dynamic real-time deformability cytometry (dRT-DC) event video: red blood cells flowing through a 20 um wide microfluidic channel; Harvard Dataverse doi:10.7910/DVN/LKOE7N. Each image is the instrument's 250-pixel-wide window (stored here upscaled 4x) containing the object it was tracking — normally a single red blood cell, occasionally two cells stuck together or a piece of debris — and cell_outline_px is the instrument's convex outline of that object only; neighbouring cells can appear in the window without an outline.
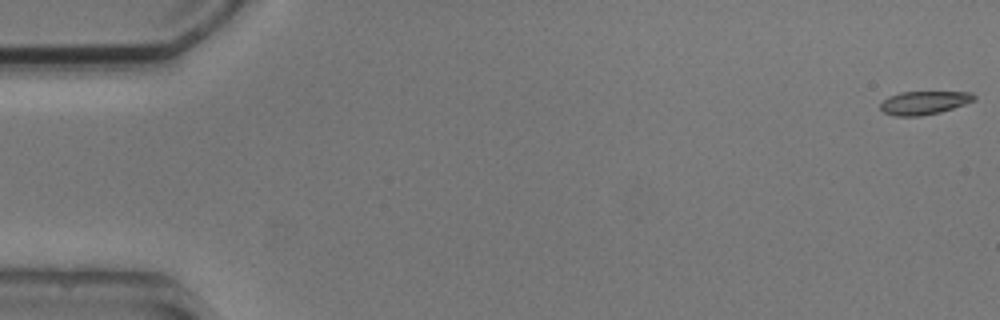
{"species": "common noctule bat (a hibernating species)", "species_latin": "Nyctalus noctula", "temperature_condition": "cold", "stored_images_in_passage": 9, "camera_frame_rate_fps": 3000, "um_per_image_px": 0.085, "animal": {"sex": "male", "body_mass_g": 20.5, "forearm_length_mm": 52.5}, "frame": {"image": 1, "passage_image": 1, "time_ms": 0.0, "image_size_px": [1000, 320], "cell_outline_px": [[976, 100], [940, 112], [920, 116], [896, 116], [884, 112], [880, 108], [880, 104], [888, 96], [900, 92], [972, 92], [976, 96]], "centroid_in_image_um": [78.55, 8.73], "position_along_channel_um": 6.5, "area_um2": 12.72}}
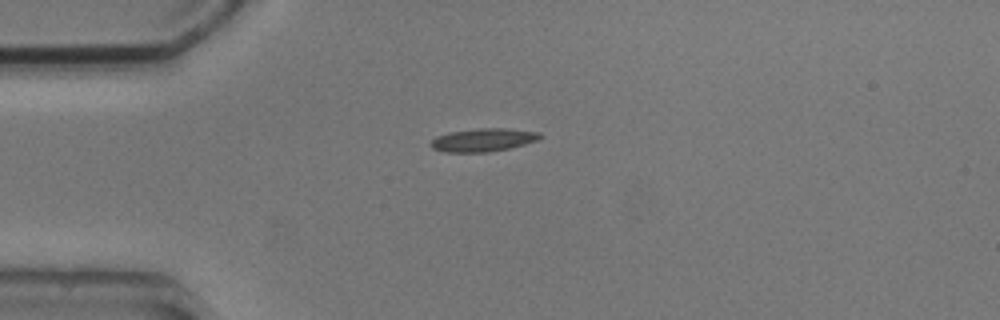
{"frame": {"image": 2, "passage_image": 4, "time_ms": 4.333, "image_size_px": [1000, 320], "cell_outline_px": [[544, 136], [536, 140], [524, 144], [508, 148], [488, 152], [444, 152], [432, 148], [432, 140], [436, 136], [448, 132], [480, 128], [508, 128], [540, 132]], "centroid_in_image_um": [41.08, 11.88], "position_along_channel_um": 43.9, "area_um2": 14.68}}